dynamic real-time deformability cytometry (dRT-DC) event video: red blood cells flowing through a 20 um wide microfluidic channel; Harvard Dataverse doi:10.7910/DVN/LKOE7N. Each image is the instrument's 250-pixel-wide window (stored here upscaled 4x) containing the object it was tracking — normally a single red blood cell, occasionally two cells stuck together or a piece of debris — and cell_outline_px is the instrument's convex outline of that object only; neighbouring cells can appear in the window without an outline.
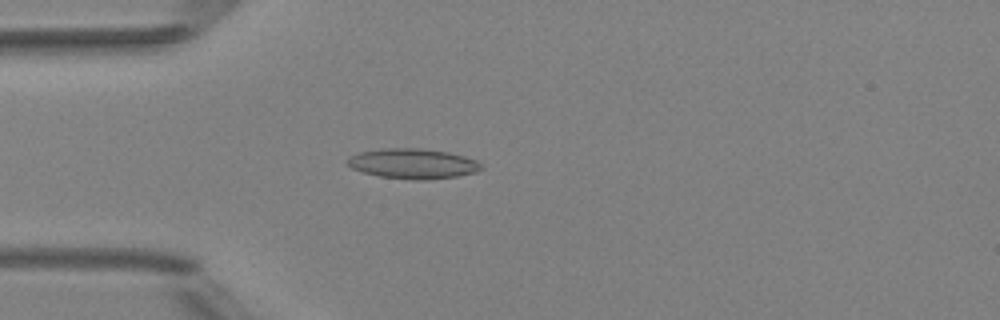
{"species": "Egyptian fruit bat (a non-hibernating species)", "species_latin": "Rousettus aegyptiacus", "temperature_condition": "room temperature", "stored_images_in_passage": 3, "camera_frame_rate_fps": 3000, "um_per_image_px": 0.085, "animal": {"sex": "female"}, "frame": {"image": 1, "passage_image": 3, "time_ms": 2.333, "image_size_px": [1000, 320], "cell_outline_px": [[484, 168], [476, 172], [456, 176], [428, 180], [412, 180], [380, 176], [364, 172], [352, 168], [344, 160], [360, 152], [384, 148], [420, 148], [448, 152], [464, 156], [476, 160]], "centroid_in_image_um": [35.11, 13.91], "position_along_channel_um": 49.9, "area_um2": 23.41}}